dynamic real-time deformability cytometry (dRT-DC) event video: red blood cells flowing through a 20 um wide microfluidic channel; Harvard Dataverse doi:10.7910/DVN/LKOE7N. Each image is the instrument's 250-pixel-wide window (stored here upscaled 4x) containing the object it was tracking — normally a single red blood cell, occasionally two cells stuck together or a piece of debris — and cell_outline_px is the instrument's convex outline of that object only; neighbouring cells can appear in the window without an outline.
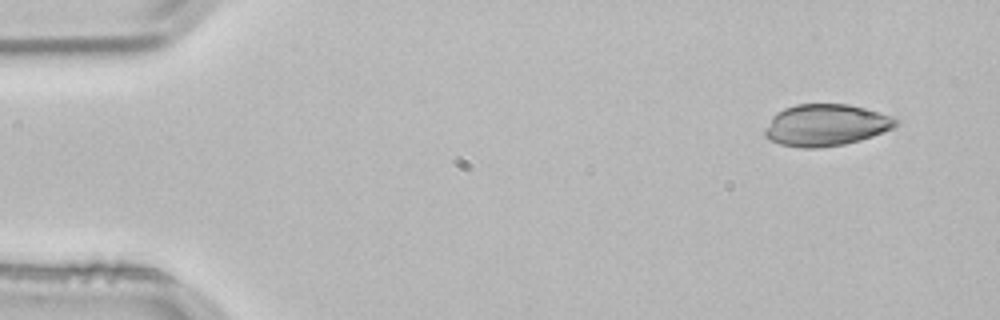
{"species": "common noctule bat (a hibernating species)", "species_latin": "Nyctalus noctula", "temperature_condition": "room temperature", "stored_images_in_passage": 3, "camera_frame_rate_fps": 3000, "um_per_image_px": 0.085, "animal": {"sex": "male", "body_mass_g": 21.5, "forearm_length_mm": 52.0}, "frame": {"image": 1, "passage_image": 1, "time_ms": 0.0, "image_size_px": [1000, 320], "cell_outline_px": [[900, 120], [892, 128], [872, 136], [860, 140], [844, 144], [820, 148], [800, 148], [780, 144], [764, 136], [764, 132], [772, 116], [776, 112], [784, 108], [796, 104], [848, 104], [896, 116]], "centroid_in_image_um": [70.21, 10.63], "position_along_channel_um": 14.8, "area_um2": 31.96}}
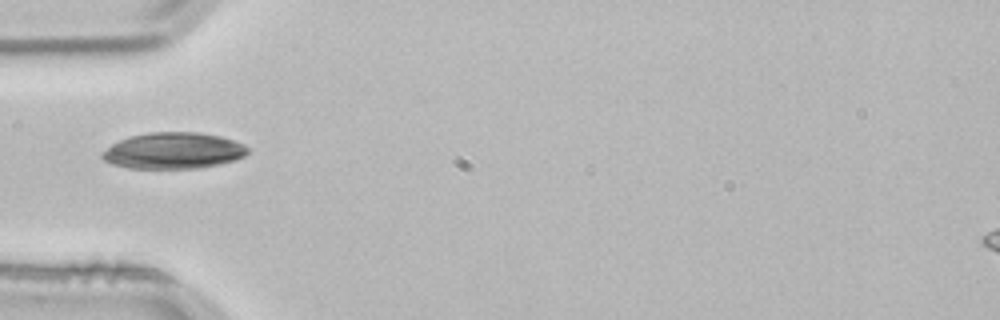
{"frame": {"image": 2, "passage_image": 3, "time_ms": 0.667, "image_size_px": [1000, 320], "cell_outline_px": [[248, 152], [244, 156], [220, 164], [196, 168], [128, 168], [112, 164], [104, 160], [100, 156], [100, 152], [112, 144], [128, 136], [148, 132], [200, 132], [220, 136], [244, 144], [248, 148]], "centroid_in_image_um": [14.69, 12.8], "position_along_channel_um": 70.3, "area_um2": 30.81}}